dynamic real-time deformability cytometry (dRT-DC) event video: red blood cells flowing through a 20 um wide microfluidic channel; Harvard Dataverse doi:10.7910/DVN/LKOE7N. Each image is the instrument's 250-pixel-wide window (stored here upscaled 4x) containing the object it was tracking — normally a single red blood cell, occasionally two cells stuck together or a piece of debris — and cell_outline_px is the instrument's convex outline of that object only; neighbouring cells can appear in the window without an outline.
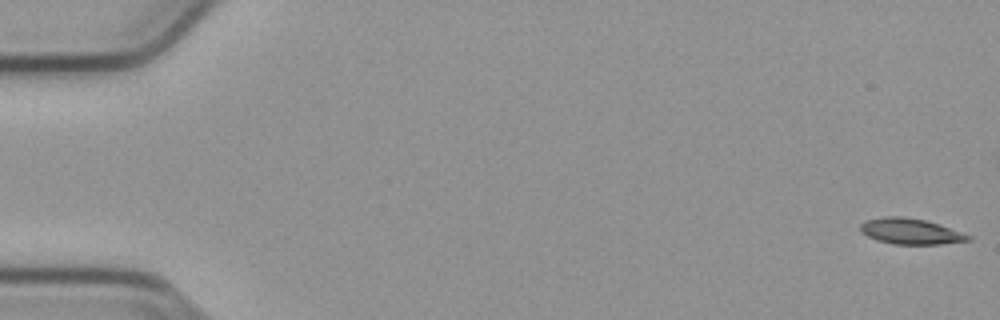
{"species": "common noctule bat (a hibernating species)", "species_latin": "Nyctalus noctula", "temperature_condition": "cold", "stored_images_in_passage": 55, "camera_frame_rate_fps": 3000, "um_per_image_px": 0.085, "animal": {"sex": "male", "body_mass_g": 23.1, "forearm_length_mm": 52.7}, "frame": {"image": 1, "passage_image": 1, "time_ms": 0.0, "image_size_px": [1000, 320], "cell_outline_px": [[972, 240], [940, 244], [892, 244], [876, 240], [860, 232], [860, 224], [864, 220], [884, 216], [904, 216], [924, 220], [940, 224], [972, 236]], "centroid_in_image_um": [77.37, 19.66], "position_along_channel_um": 7.6, "area_um2": 16.36}}
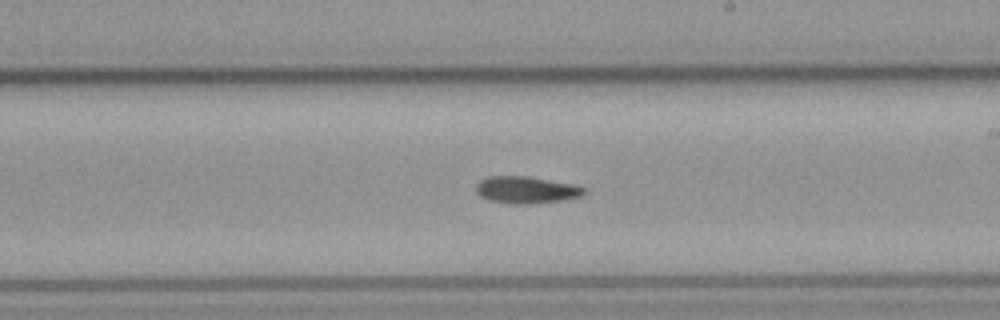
{"frame": {"image": 2, "passage_image": 32, "time_ms": 10.333, "image_size_px": [1000, 320], "cell_outline_px": [[588, 192], [580, 196], [564, 200], [528, 204], [516, 204], [488, 200], [480, 196], [476, 192], [476, 184], [480, 180], [488, 176], [528, 176], [572, 184], [588, 188]], "centroid_in_image_um": [44.74, 16.14], "position_along_channel_um": 244.3, "area_um2": 17.11}}
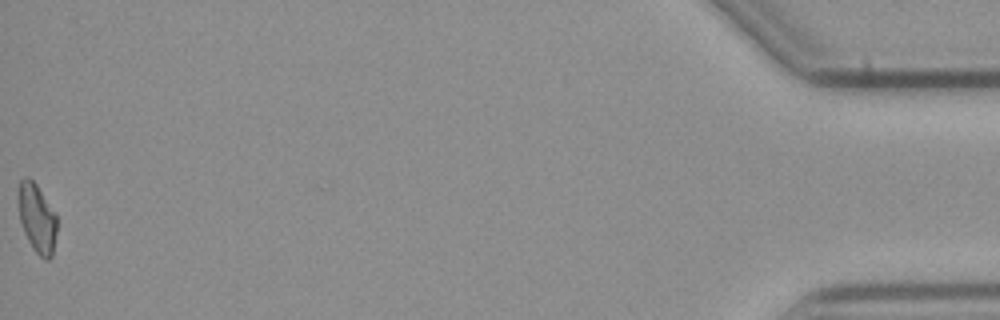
{"frame": {"image": 3, "passage_image": 55, "time_ms": 18.0, "image_size_px": [1000, 320], "cell_outline_px": [[56, 232], [52, 256], [48, 260], [44, 260], [32, 248], [24, 232], [20, 220], [16, 196], [16, 192], [20, 180], [24, 176], [28, 176], [36, 184], [56, 216]], "centroid_in_image_um": [3.09, 18.52], "position_along_channel_um": 432.1, "area_um2": 15.55}}